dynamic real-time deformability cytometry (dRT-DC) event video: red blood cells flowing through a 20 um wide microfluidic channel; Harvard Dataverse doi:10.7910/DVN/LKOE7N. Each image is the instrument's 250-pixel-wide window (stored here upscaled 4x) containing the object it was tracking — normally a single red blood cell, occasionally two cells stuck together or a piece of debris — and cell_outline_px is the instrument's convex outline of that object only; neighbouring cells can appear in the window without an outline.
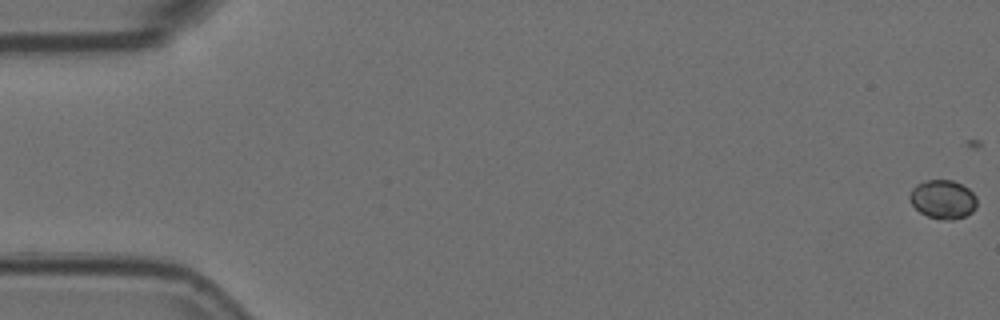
{"species": "Egyptian fruit bat (a non-hibernating species)", "species_latin": "Rousettus aegyptiacus", "temperature_condition": "room temperature", "stored_images_in_passage": 9, "camera_frame_rate_fps": 3000, "um_per_image_px": 0.085, "animal": {"sex": "female"}, "frame": {"image": 1, "passage_image": 1, "time_ms": 0.0, "image_size_px": [1000, 320], "cell_outline_px": [[976, 208], [972, 212], [964, 216], [952, 220], [940, 220], [928, 216], [920, 212], [912, 204], [908, 196], [912, 188], [916, 184], [924, 180], [952, 180], [968, 188], [976, 196]], "centroid_in_image_um": [80.13, 16.94], "position_along_channel_um": 4.9, "area_um2": 15.26}}